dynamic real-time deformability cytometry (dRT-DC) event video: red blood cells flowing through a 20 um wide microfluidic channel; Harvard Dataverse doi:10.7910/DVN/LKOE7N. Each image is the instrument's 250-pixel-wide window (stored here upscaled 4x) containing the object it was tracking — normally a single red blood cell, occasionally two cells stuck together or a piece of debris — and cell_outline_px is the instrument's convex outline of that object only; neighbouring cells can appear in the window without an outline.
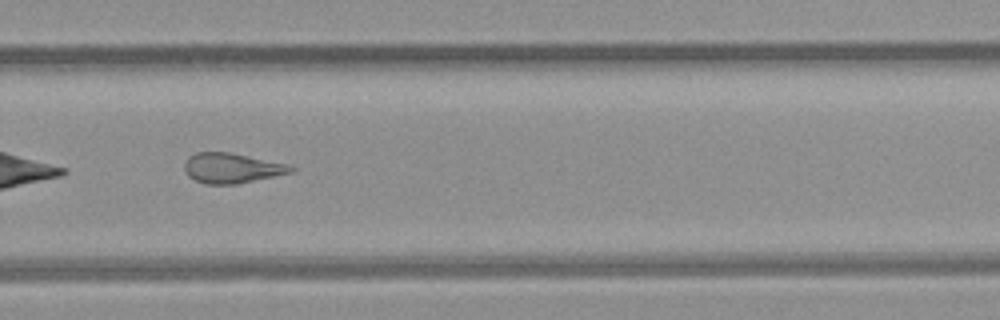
{"species": "common noctule bat (a hibernating species)", "species_latin": "Nyctalus noctula", "temperature_condition": "room temperature", "stored_images_in_passage": 36, "camera_frame_rate_fps": 3000, "um_per_image_px": 0.085, "animal": {"sex": "female", "body_mass_g": 21.9}, "frame": {"image": 1, "passage_image": 21, "time_ms": 6.667, "image_size_px": [1000, 320], "cell_outline_px": [[296, 168], [292, 172], [236, 184], [204, 184], [188, 176], [184, 168], [184, 164], [188, 156], [196, 152], [228, 152], [288, 164]], "centroid_in_image_um": [19.67, 14.28], "position_along_channel_um": 310.1, "area_um2": 18.5}, "authors_computed_cell_mechanics": {"area_um2": 19.074, "velocity_mm_per_s": 3.9643, "shape_relaxation_time_tau1_ms": null, "shape_relaxation_time_tau2_ms": 2.2381, "deformation_change_tau1": null, "deformation_change_tau2": 0.126}}